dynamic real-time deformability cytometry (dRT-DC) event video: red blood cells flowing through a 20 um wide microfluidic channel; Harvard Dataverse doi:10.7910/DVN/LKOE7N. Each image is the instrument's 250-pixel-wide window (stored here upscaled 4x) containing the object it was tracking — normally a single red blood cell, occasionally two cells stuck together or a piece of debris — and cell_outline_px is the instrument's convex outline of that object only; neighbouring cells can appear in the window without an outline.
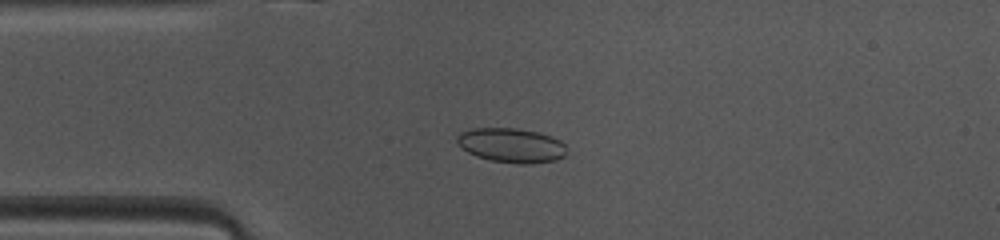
{"species": "common noctule bat (a hibernating species)", "species_latin": "Nyctalus noctula", "temperature_condition": "warm", "stored_images_in_passage": 47, "camera_frame_rate_fps": 3000, "um_per_image_px": 0.085, "animal": {"sex": "female", "body_mass_g": 10.0, "forearm_length_mm": 53.1}, "frame": {"image": 1, "passage_image": 10, "time_ms": 3.0, "image_size_px": [1000, 240], "cell_outline_px": [[568, 152], [564, 156], [556, 160], [528, 164], [516, 164], [492, 160], [476, 156], [468, 152], [456, 140], [456, 136], [460, 132], [472, 128], [516, 128], [536, 132], [552, 136], [560, 140], [564, 144]], "centroid_in_image_um": [43.49, 12.35], "position_along_channel_um": 41.5, "area_um2": 22.02}}
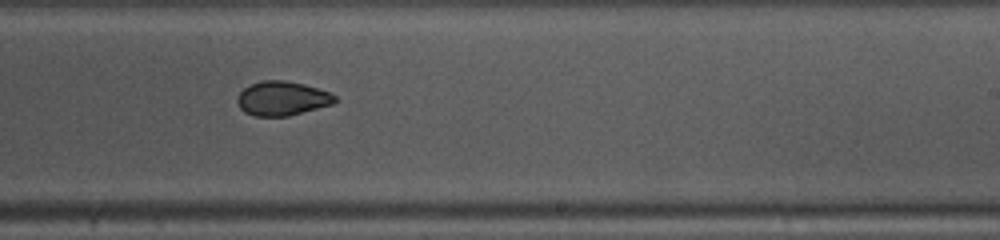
{"frame": {"image": 2, "passage_image": 27, "time_ms": 8.667, "image_size_px": [1000, 240], "cell_outline_px": [[336, 100], [332, 104], [288, 116], [252, 116], [244, 112], [240, 108], [236, 100], [240, 92], [244, 88], [260, 80], [284, 80], [304, 84], [328, 92], [336, 96]], "centroid_in_image_um": [23.94, 8.37], "position_along_channel_um": 265.1, "area_um2": 19.36}}
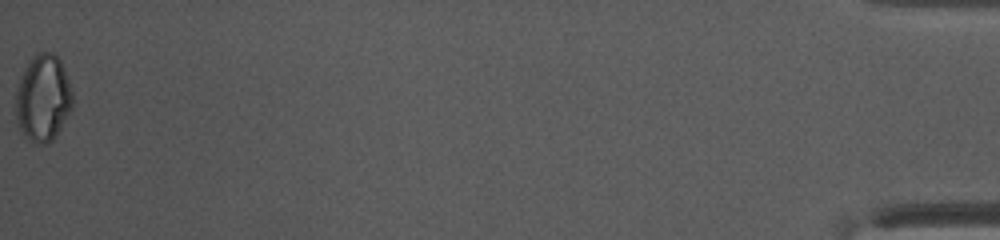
{"frame": {"image": 3, "passage_image": 47, "time_ms": 15.333, "image_size_px": [1000, 240], "cell_outline_px": [[72, 108], [60, 128], [52, 140], [48, 144], [32, 144], [28, 140], [20, 128], [16, 120], [16, 92], [20, 76], [28, 60], [32, 56], [40, 52], [52, 52], [60, 60], [64, 68], [72, 92]], "centroid_in_image_um": [3.64, 8.34], "position_along_channel_um": 431.6, "area_um2": 28.78}, "authors_computed_cell_mechanics": {"area_um2": 20.519, "velocity_mm_per_s": 4.1281, "shape_relaxation_time_tau1_ms": 6.4807, "shape_relaxation_time_tau2_ms": 1.109, "deformation_change_tau1": 0.0984, "deformation_change_tau2": 0.0436}}